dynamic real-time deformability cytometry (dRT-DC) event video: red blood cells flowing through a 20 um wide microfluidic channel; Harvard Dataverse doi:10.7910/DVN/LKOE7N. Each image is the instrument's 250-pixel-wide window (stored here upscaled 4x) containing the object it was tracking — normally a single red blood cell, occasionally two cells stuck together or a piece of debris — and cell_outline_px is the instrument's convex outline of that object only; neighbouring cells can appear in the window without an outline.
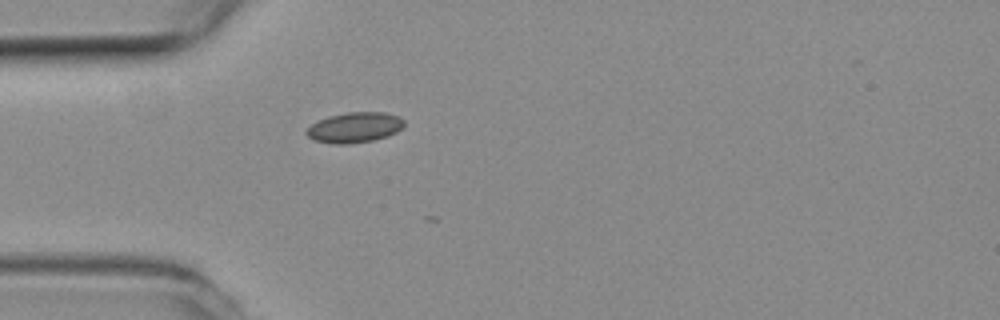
{"species": "common noctule bat (a hibernating species)", "species_latin": "Nyctalus noctula", "temperature_condition": "room temperature", "stored_images_in_passage": 4, "camera_frame_rate_fps": 3000, "um_per_image_px": 0.085, "animal": {"sex": "female", "body_mass_g": 19.3, "forearm_length_mm": 54.1}, "frame": {"image": 1, "passage_image": 1, "time_ms": 0.0, "image_size_px": [1000, 320], "cell_outline_px": [[404, 124], [396, 132], [388, 136], [372, 140], [348, 144], [336, 144], [316, 140], [308, 136], [304, 132], [316, 120], [328, 116], [348, 112], [384, 112], [396, 116], [404, 120]], "centroid_in_image_um": [30.11, 10.82], "position_along_channel_um": 54.9, "area_um2": 17.11}}